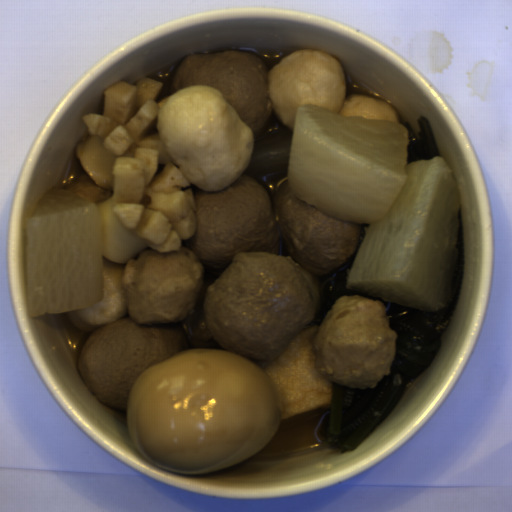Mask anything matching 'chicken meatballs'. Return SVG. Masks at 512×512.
I'll use <instances>...</instances> for the list:
<instances>
[{
	"label": "chicken meatballs",
	"mask_w": 512,
	"mask_h": 512,
	"mask_svg": "<svg viewBox=\"0 0 512 512\" xmlns=\"http://www.w3.org/2000/svg\"><path fill=\"white\" fill-rule=\"evenodd\" d=\"M197 255L148 249L126 261L122 285L128 317L139 325H173L194 310L203 287L204 268Z\"/></svg>",
	"instance_id": "f4306124"
},
{
	"label": "chicken meatballs",
	"mask_w": 512,
	"mask_h": 512,
	"mask_svg": "<svg viewBox=\"0 0 512 512\" xmlns=\"http://www.w3.org/2000/svg\"><path fill=\"white\" fill-rule=\"evenodd\" d=\"M63 190L69 191L97 205L113 196L111 191L93 180L86 170L79 173Z\"/></svg>",
	"instance_id": "6fca7428"
},
{
	"label": "chicken meatballs",
	"mask_w": 512,
	"mask_h": 512,
	"mask_svg": "<svg viewBox=\"0 0 512 512\" xmlns=\"http://www.w3.org/2000/svg\"><path fill=\"white\" fill-rule=\"evenodd\" d=\"M397 339L381 301L360 295L340 297L312 336L315 366L339 386L375 389L391 375Z\"/></svg>",
	"instance_id": "fd5e1221"
}]
</instances>
